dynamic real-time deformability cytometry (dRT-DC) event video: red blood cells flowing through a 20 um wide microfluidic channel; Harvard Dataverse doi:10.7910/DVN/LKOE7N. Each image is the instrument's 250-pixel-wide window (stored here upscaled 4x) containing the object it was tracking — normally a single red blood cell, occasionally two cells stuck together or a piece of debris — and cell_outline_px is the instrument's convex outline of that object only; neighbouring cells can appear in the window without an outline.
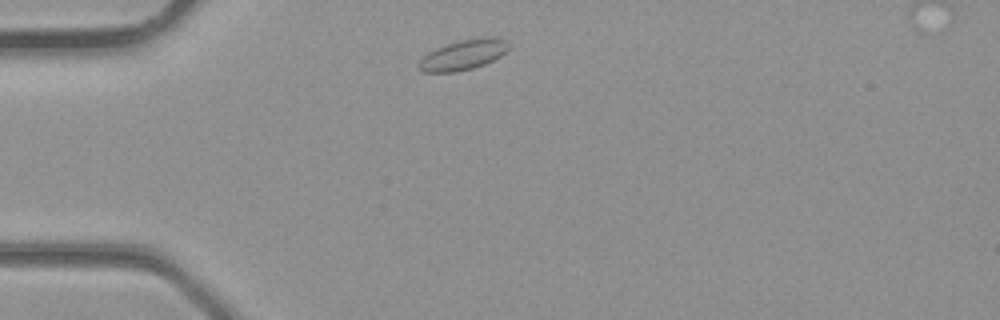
{"species": "common noctule bat (a hibernating species)", "species_latin": "Nyctalus noctula", "temperature_condition": "room temperature", "stored_images_in_passage": 1, "camera_frame_rate_fps": 3000, "um_per_image_px": 0.085, "animal": {"sex": "male", "body_mass_g": 23.1, "forearm_length_mm": 52.7}, "frame": {"image": 1, "passage_image": 1, "time_ms": 0.0, "image_size_px": [1000, 320], "cell_outline_px": [[512, 48], [500, 56], [484, 64], [472, 68], [456, 72], [420, 72], [416, 68], [416, 64], [428, 52], [436, 48], [460, 40], [484, 36], [488, 36], [504, 40]], "centroid_in_image_um": [39.35, 4.67], "position_along_channel_um": 45.7, "area_um2": 15.9}}